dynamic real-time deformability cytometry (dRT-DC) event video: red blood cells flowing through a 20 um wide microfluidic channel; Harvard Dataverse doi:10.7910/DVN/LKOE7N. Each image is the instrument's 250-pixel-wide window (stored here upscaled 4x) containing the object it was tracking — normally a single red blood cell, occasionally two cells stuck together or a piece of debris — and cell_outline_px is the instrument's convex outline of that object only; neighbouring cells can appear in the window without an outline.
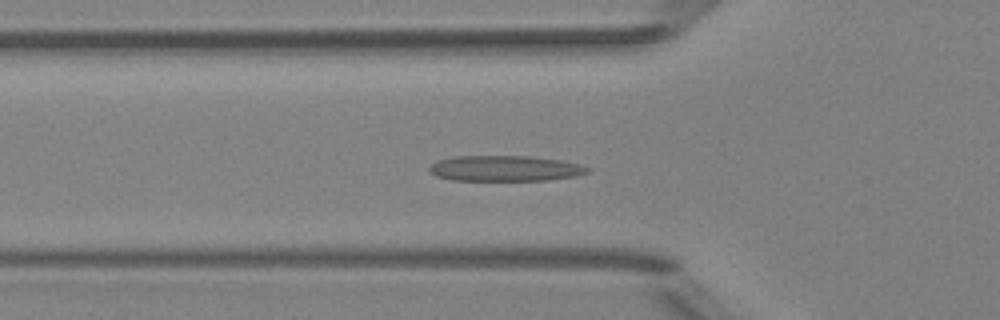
{"species": "Egyptian fruit bat (a non-hibernating species)", "species_latin": "Rousettus aegyptiacus", "temperature_condition": "room temperature", "stored_images_in_passage": 50, "camera_frame_rate_fps": 3000, "um_per_image_px": 0.085, "animal": {"sex": "female"}, "frame": {"image": 1, "passage_image": 17, "time_ms": 5.333, "image_size_px": [1000, 320], "cell_outline_px": [[588, 172], [572, 176], [548, 180], [452, 180], [436, 176], [428, 172], [428, 168], [436, 160], [452, 156], [528, 156], [560, 160], [580, 164], [588, 168]], "centroid_in_image_um": [42.84, 14.31], "position_along_channel_um": 83.0, "area_um2": 23.52}}
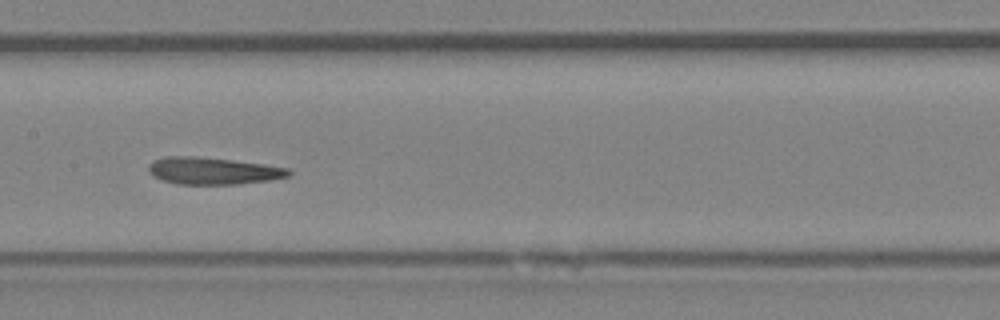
{"frame": {"image": 2, "passage_image": 25, "time_ms": 8.0, "image_size_px": [1000, 320], "cell_outline_px": [[292, 172], [288, 176], [268, 180], [236, 184], [176, 184], [152, 176], [148, 172], [148, 164], [152, 160], [164, 156], [196, 156], [232, 160], [264, 164], [288, 168]], "centroid_in_image_um": [18.04, 14.51], "position_along_channel_um": 189.4, "area_um2": 22.14}}
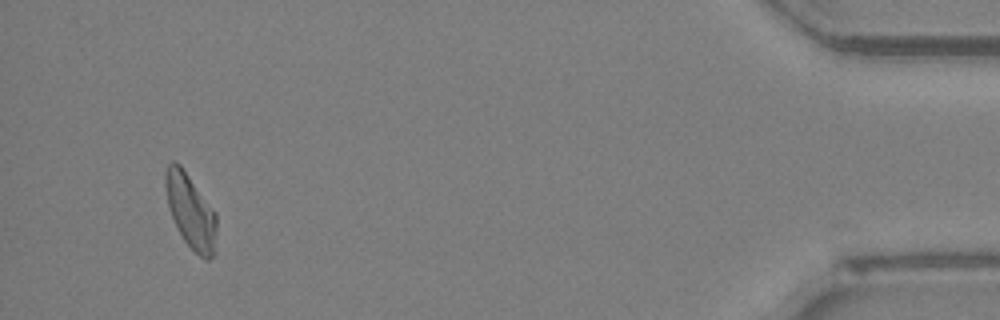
{"frame": {"image": 3, "passage_image": 48, "time_ms": 15.667, "image_size_px": [1000, 320], "cell_outline_px": [[216, 252], [208, 260], [204, 260], [184, 240], [172, 216], [168, 204], [164, 184], [164, 172], [168, 164], [172, 160], [176, 160], [180, 164], [216, 212]], "centroid_in_image_um": [16.21, 17.93], "position_along_channel_um": 419.0, "area_um2": 22.14}, "authors_computed_cell_mechanics": {"area_um2": 22.5709, "velocity_mm_per_s": 4.0018, "shape_relaxation_time_tau1_ms": null, "shape_relaxation_time_tau2_ms": 2.5693, "deformation_change_tau1": null, "deformation_change_tau2": 0.1145}}